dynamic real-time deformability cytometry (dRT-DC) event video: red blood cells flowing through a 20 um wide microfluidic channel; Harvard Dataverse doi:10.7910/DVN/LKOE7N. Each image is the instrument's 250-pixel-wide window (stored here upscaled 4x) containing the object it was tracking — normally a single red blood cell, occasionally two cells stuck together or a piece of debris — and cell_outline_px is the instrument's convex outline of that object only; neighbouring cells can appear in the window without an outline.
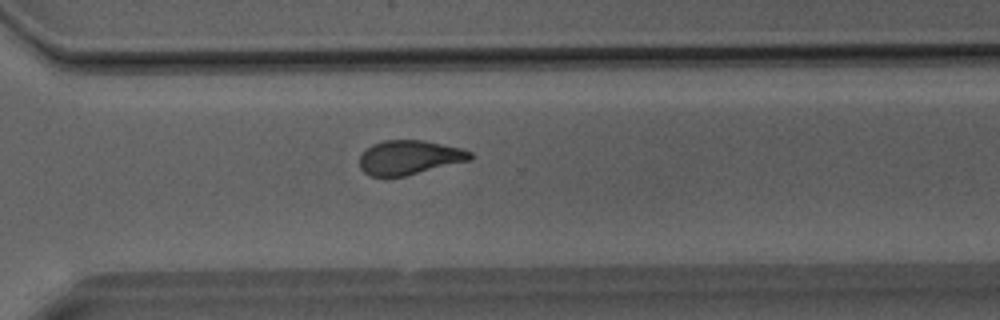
{"species": "Egyptian fruit bat (a non-hibernating species)", "species_latin": "Rousettus aegyptiacus", "temperature_condition": "room temperature", "stored_images_in_passage": 40, "camera_frame_rate_fps": 3000, "um_per_image_px": 0.085, "animal": {"sex": "male"}, "frame": {"image": 1, "passage_image": 29, "time_ms": 9.333, "image_size_px": [1000, 320], "cell_outline_px": [[476, 156], [472, 160], [404, 176], [372, 176], [364, 172], [360, 168], [360, 156], [372, 144], [384, 140], [424, 140], [460, 148], [472, 152]], "centroid_in_image_um": [34.84, 13.38], "position_along_channel_um": 335.8, "area_um2": 22.08}}
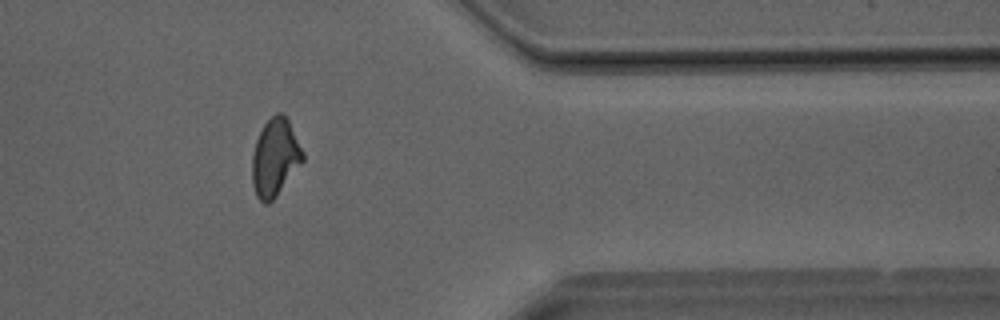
{"frame": {"image": 2, "passage_image": 33, "time_ms": 10.667, "image_size_px": [1000, 320], "cell_outline_px": [[304, 160], [276, 196], [268, 204], [264, 204], [256, 196], [252, 184], [252, 156], [256, 140], [264, 124], [276, 112], [280, 112], [288, 120], [304, 152]], "centroid_in_image_um": [23.37, 13.4], "position_along_channel_um": 388.0, "area_um2": 22.72}}
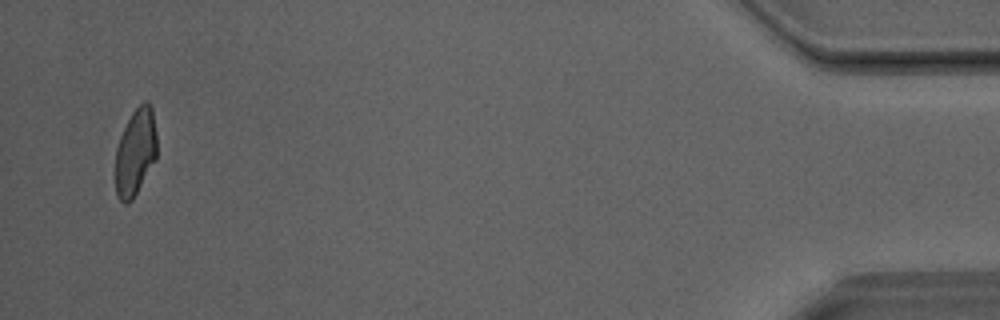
{"frame": {"image": 3, "passage_image": 39, "time_ms": 12.667, "image_size_px": [1000, 320], "cell_outline_px": [[156, 160], [132, 200], [128, 204], [124, 204], [116, 196], [116, 148], [120, 136], [132, 112], [144, 100], [148, 100], [152, 104], [156, 132]], "centroid_in_image_um": [11.53, 12.91], "position_along_channel_um": 423.7, "area_um2": 21.21}}